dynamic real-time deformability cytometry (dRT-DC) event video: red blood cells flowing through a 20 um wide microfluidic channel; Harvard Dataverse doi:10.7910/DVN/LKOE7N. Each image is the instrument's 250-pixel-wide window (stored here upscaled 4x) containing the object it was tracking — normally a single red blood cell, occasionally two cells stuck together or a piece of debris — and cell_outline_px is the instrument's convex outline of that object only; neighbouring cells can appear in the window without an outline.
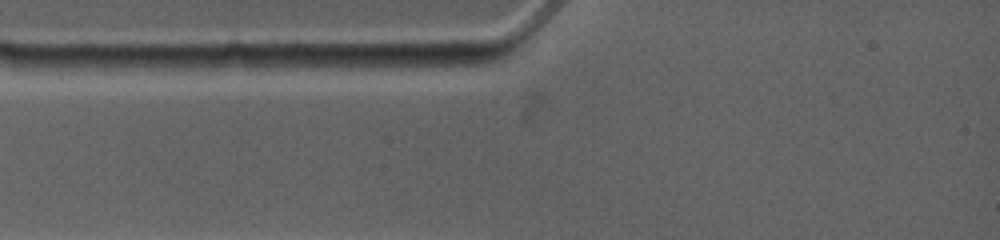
{"species": "common noctule bat (a hibernating species)", "species_latin": "Nyctalus noctula", "temperature_condition": "warm", "stored_images_in_passage": 3, "camera_frame_rate_fps": 4500, "um_per_image_px": 0.085, "animal": {"sex": "female", "body_mass_g": 19.0, "forearm_length_mm": 53.3}, "frame": {"image": 1, "passage_image": 1, "time_ms": 0.0, "image_size_px": [1000, 240], "cell_outline_px": [[492, 60], [476, 64], [444, 68], [368, 72], [360, 64], [372, 56], [492, 52]], "centroid_in_image_um": [36.02, 5.22], "position_along_channel_um": 49.0, "area_um2": 12.77}}